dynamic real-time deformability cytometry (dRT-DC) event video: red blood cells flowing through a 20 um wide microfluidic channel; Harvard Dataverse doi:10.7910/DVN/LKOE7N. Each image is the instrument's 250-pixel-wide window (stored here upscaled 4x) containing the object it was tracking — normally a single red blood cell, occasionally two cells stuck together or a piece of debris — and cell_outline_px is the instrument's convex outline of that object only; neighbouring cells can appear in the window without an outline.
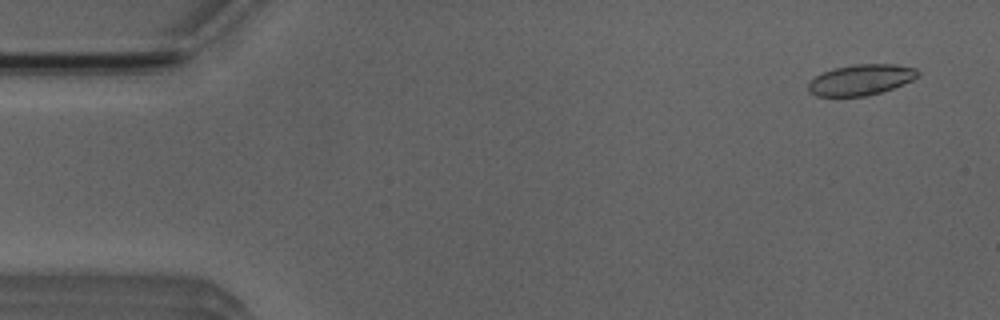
{"species": "Egyptian fruit bat (a non-hibernating species)", "species_latin": "Rousettus aegyptiacus", "temperature_condition": "room temperature", "stored_images_in_passage": 51, "camera_frame_rate_fps": 3000, "um_per_image_px": 0.085, "animal": {"sex": "male"}, "frame": {"image": 1, "passage_image": 2, "time_ms": 0.333, "image_size_px": [1000, 320], "cell_outline_px": [[920, 72], [912, 80], [892, 88], [868, 96], [816, 96], [808, 92], [808, 84], [816, 76], [824, 72], [836, 68], [856, 64], [896, 64], [916, 68]], "centroid_in_image_um": [73.18, 6.78], "position_along_channel_um": 11.8, "area_um2": 19.42}}
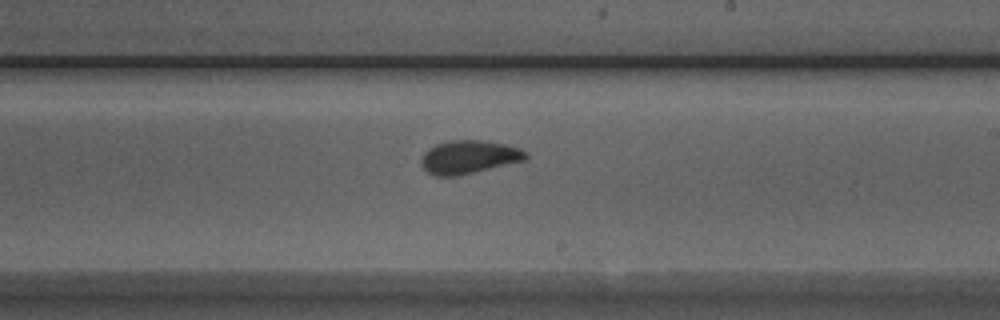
{"frame": {"image": 2, "passage_image": 29, "time_ms": 9.333, "image_size_px": [1000, 320], "cell_outline_px": [[528, 156], [524, 160], [456, 176], [436, 176], [428, 172], [420, 164], [420, 160], [424, 152], [428, 148], [436, 144], [448, 140], [480, 140], [504, 144], [520, 148], [528, 152]], "centroid_in_image_um": [39.82, 13.33], "position_along_channel_um": 249.2, "area_um2": 20.17}}
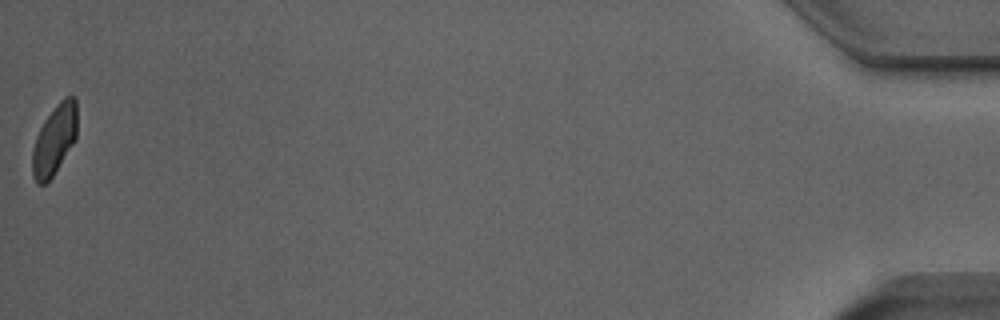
{"frame": {"image": 3, "passage_image": 51, "time_ms": 16.667, "image_size_px": [1000, 320], "cell_outline_px": [[76, 140], [52, 176], [44, 184], [36, 184], [32, 176], [32, 152], [36, 136], [44, 120], [56, 104], [64, 96], [76, 96]], "centroid_in_image_um": [4.62, 11.86], "position_along_channel_um": 430.6, "area_um2": 18.26}, "authors_computed_cell_mechanics": {"area_um2": 19.5942, "velocity_mm_per_s": 3.9122, "shape_relaxation_time_tau1_ms": 4.6259, "shape_relaxation_time_tau2_ms": 1.3353, "deformation_change_tau1": 0.1149, "deformation_change_tau2": 0.0483}}